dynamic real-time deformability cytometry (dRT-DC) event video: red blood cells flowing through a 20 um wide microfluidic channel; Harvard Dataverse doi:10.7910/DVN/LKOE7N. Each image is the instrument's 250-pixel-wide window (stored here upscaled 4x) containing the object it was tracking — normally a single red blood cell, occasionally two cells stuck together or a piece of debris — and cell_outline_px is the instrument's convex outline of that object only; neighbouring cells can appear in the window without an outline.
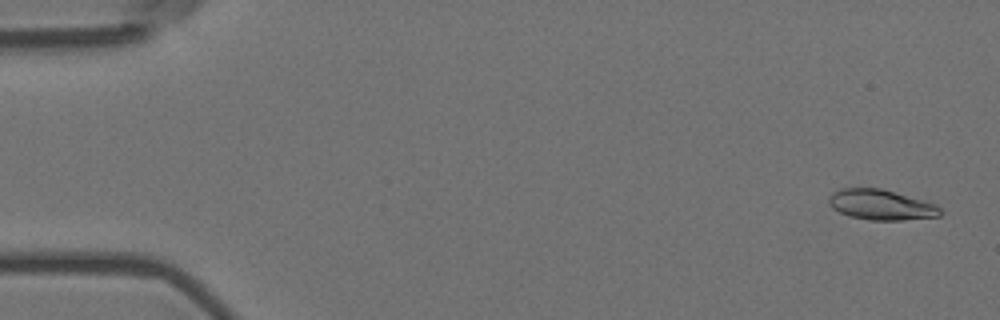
{"species": "Egyptian fruit bat (a non-hibernating species)", "species_latin": "Rousettus aegyptiacus", "temperature_condition": "room temperature", "stored_images_in_passage": 4, "camera_frame_rate_fps": 3000, "um_per_image_px": 0.085, "animal": {"sex": "female"}, "frame": {"image": 1, "passage_image": 1, "time_ms": 0.0, "image_size_px": [1000, 320], "cell_outline_px": [[944, 212], [940, 216], [904, 220], [868, 220], [848, 216], [832, 208], [828, 204], [828, 196], [832, 192], [840, 188], [880, 188], [936, 204]], "centroid_in_image_um": [74.86, 17.41], "position_along_channel_um": 10.1, "area_um2": 19.83}}
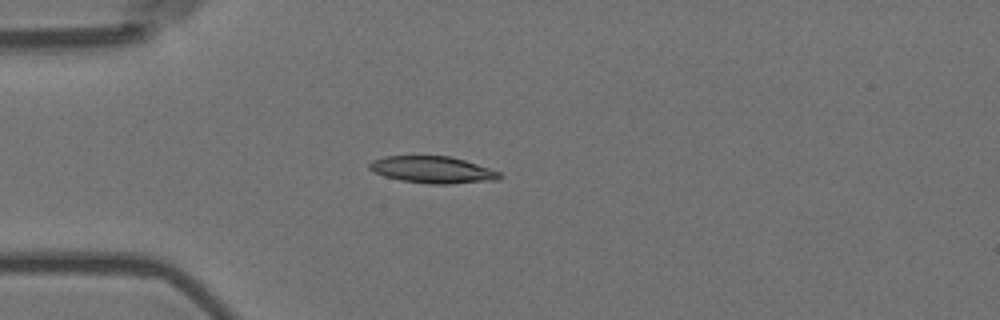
{"frame": {"image": 2, "passage_image": 4, "time_ms": 1.0, "image_size_px": [1000, 320], "cell_outline_px": [[504, 176], [500, 180], [452, 184], [428, 184], [400, 180], [384, 176], [368, 168], [368, 164], [372, 160], [384, 156], [452, 156], [500, 172]], "centroid_in_image_um": [36.79, 14.44], "position_along_channel_um": 48.2, "area_um2": 20.52}}